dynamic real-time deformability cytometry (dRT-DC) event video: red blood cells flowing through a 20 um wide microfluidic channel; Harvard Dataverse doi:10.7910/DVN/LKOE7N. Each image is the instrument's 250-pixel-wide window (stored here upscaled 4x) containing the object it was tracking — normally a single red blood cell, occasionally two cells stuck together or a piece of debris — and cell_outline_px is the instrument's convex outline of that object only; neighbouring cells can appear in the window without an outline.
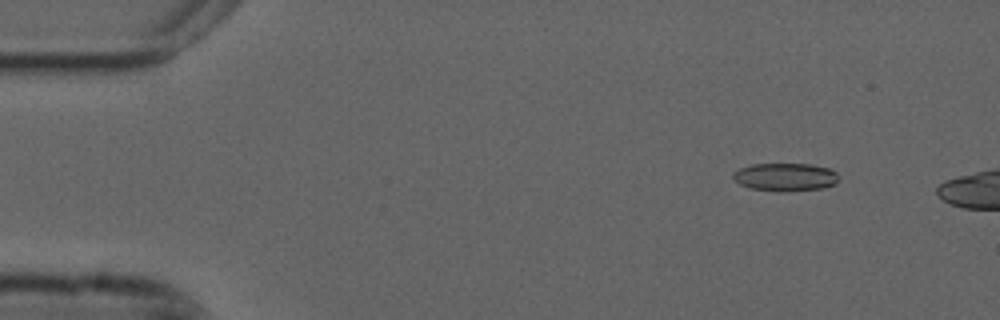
{"species": "common noctule bat (a hibernating species)", "species_latin": "Nyctalus noctula", "temperature_condition": "cold", "stored_images_in_passage": 10, "camera_frame_rate_fps": 3000, "um_per_image_px": 0.085, "animal": {"sex": "male", "forearm_length_mm": 52.5}, "frame": {"image": 1, "passage_image": 5, "time_ms": 1.333, "image_size_px": [1000, 320], "cell_outline_px": [[840, 176], [836, 184], [820, 188], [784, 192], [752, 188], [740, 184], [732, 176], [732, 172], [740, 168], [752, 164], [812, 164], [828, 168], [836, 172]], "centroid_in_image_um": [66.77, 15.04], "position_along_channel_um": 18.2, "area_um2": 17.22}}